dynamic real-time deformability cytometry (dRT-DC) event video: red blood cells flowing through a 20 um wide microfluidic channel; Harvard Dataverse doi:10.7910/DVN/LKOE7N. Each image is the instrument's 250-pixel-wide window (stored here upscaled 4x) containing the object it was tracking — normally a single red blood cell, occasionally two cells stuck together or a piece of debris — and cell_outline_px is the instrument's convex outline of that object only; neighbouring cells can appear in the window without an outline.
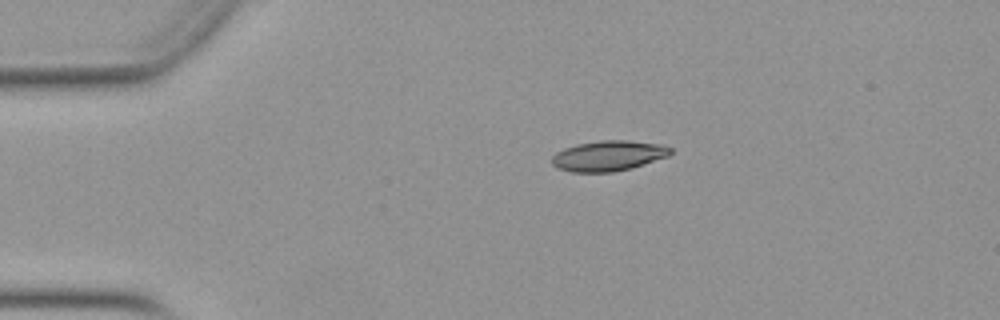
{"species": "Egyptian fruit bat (a non-hibernating species)", "species_latin": "Rousettus aegyptiacus", "temperature_condition": "warm", "stored_images_in_passage": 33, "camera_frame_rate_fps": 3000, "um_per_image_px": 0.085, "animal": {"sex": "female"}, "frame": {"image": 1, "passage_image": 1, "time_ms": 0.0, "image_size_px": [1000, 320], "cell_outline_px": [[672, 152], [668, 156], [632, 168], [612, 172], [572, 172], [556, 168], [552, 164], [552, 156], [556, 152], [564, 148], [576, 144], [600, 140], [628, 140], [660, 144], [672, 148]], "centroid_in_image_um": [51.7, 13.24], "position_along_channel_um": 33.3, "area_um2": 21.1}}
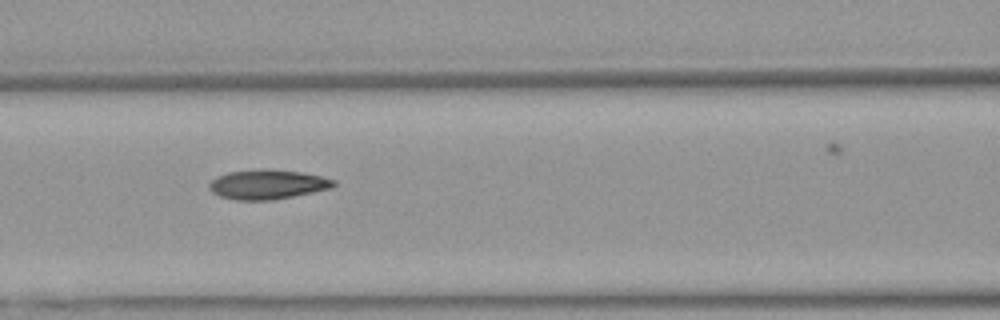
{"frame": {"image": 2, "passage_image": 13, "time_ms": 4.0, "image_size_px": [1000, 320], "cell_outline_px": [[336, 184], [332, 188], [272, 200], [236, 200], [220, 196], [212, 192], [208, 188], [208, 184], [216, 176], [228, 172], [260, 168], [268, 168], [300, 172], [320, 176], [336, 180]], "centroid_in_image_um": [22.71, 15.66], "position_along_channel_um": 143.9, "area_um2": 21.56}}
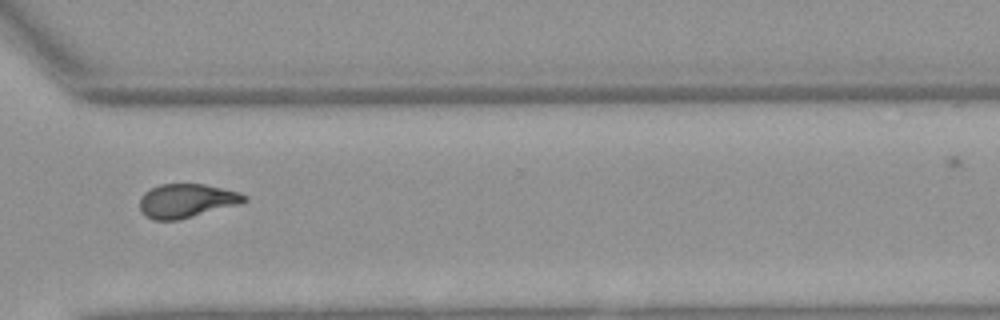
{"frame": {"image": 3, "passage_image": 29, "time_ms": 9.333, "image_size_px": [1000, 320], "cell_outline_px": [[248, 200], [240, 204], [180, 220], [152, 220], [144, 216], [140, 212], [140, 196], [144, 192], [160, 184], [204, 184], [240, 192], [248, 196]], "centroid_in_image_um": [15.85, 17.07], "position_along_channel_um": 354.7, "area_um2": 20.92}}